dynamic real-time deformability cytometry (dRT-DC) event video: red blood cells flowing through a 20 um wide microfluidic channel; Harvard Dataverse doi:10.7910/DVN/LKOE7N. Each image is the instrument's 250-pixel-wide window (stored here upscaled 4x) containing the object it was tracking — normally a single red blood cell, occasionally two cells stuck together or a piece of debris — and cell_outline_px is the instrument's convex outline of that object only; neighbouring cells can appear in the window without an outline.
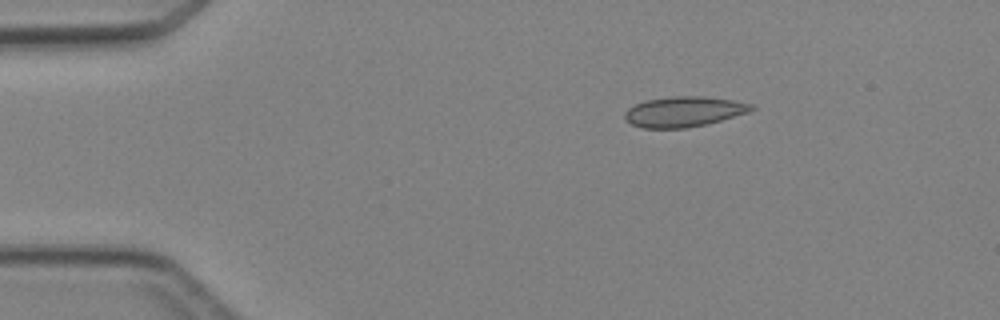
{"species": "Egyptian fruit bat (a non-hibernating species)", "species_latin": "Rousettus aegyptiacus", "temperature_condition": "cold", "stored_images_in_passage": 5, "camera_frame_rate_fps": 3000, "um_per_image_px": 0.085, "animal": {"sex": "female"}, "frame": {"image": 1, "passage_image": 3, "time_ms": 2.333, "image_size_px": [1000, 320], "cell_outline_px": [[756, 108], [748, 112], [720, 120], [704, 124], [684, 128], [644, 128], [632, 124], [624, 120], [624, 112], [628, 108], [644, 100], [672, 96], [704, 96], [732, 100], [756, 104]], "centroid_in_image_um": [58.11, 9.48], "position_along_channel_um": 26.9, "area_um2": 22.37}}
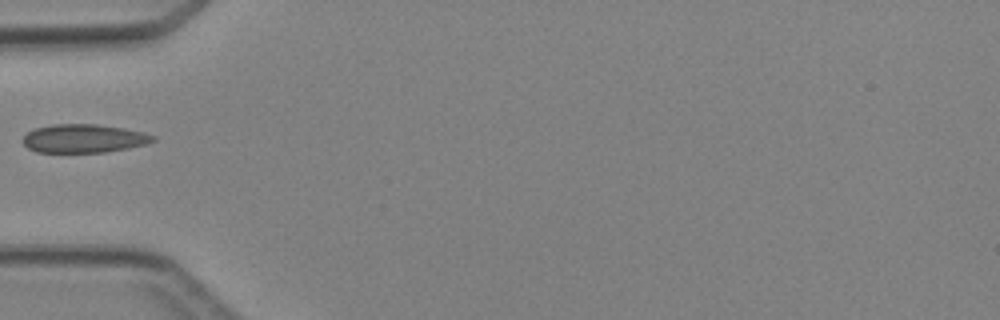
{"frame": {"image": 2, "passage_image": 5, "time_ms": 5.0, "image_size_px": [1000, 320], "cell_outline_px": [[156, 140], [148, 144], [128, 148], [104, 152], [36, 152], [28, 148], [20, 140], [28, 132], [36, 128], [52, 124], [96, 124], [124, 128], [144, 132], [156, 136]], "centroid_in_image_um": [7.14, 11.77], "position_along_channel_um": 77.9, "area_um2": 21.73}}